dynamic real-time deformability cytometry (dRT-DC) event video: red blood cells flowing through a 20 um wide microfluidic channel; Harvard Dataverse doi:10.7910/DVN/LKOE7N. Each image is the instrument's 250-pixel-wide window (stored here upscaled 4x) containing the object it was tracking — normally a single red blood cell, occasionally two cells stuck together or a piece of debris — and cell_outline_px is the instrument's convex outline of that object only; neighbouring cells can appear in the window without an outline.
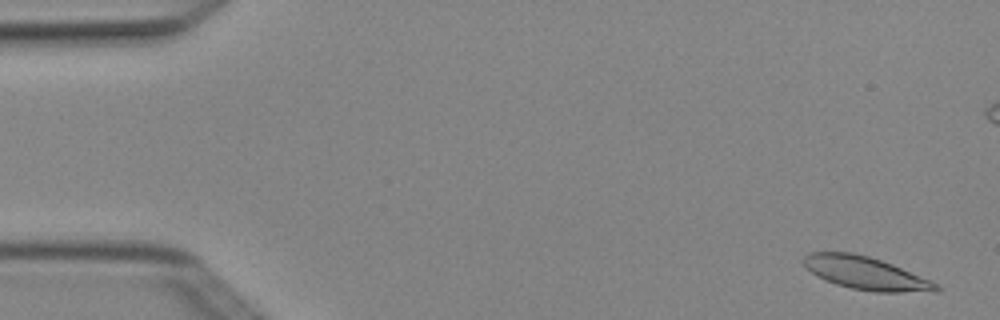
{"species": "Egyptian fruit bat (a non-hibernating species)", "species_latin": "Rousettus aegyptiacus", "temperature_condition": "cold", "stored_images_in_passage": 6, "camera_frame_rate_fps": 3000, "um_per_image_px": 0.085, "animal": {"sex": "female"}, "frame": {"image": 1, "passage_image": 1, "time_ms": 0.0, "image_size_px": [1000, 320], "cell_outline_px": [[944, 288], [940, 292], [876, 292], [852, 288], [836, 284], [824, 280], [812, 272], [804, 264], [804, 256], [808, 252], [852, 252], [868, 256], [892, 264], [928, 280]], "centroid_in_image_um": [73.6, 23.23], "position_along_channel_um": 11.4, "area_um2": 25.14}}
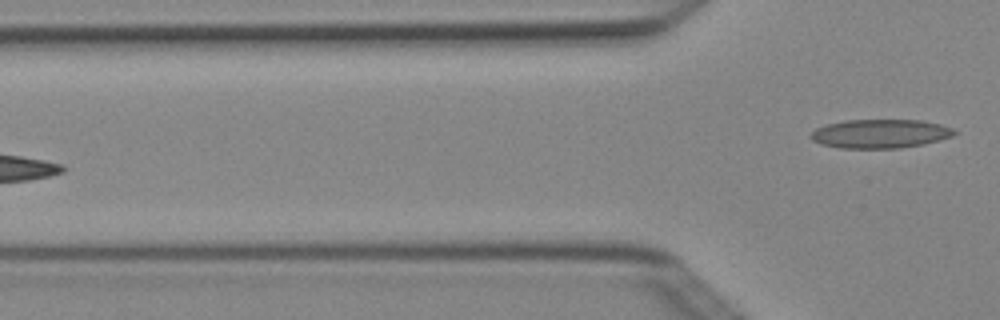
{"frame": {"image": 2, "passage_image": 6, "time_ms": 1.667, "image_size_px": [1000, 320], "cell_outline_px": [[960, 132], [952, 136], [940, 140], [924, 144], [900, 148], [840, 148], [820, 144], [812, 140], [808, 136], [816, 128], [828, 124], [844, 120], [920, 120], [940, 124], [952, 128]], "centroid_in_image_um": [74.83, 11.37], "position_along_channel_um": 51.0, "area_um2": 24.28}}